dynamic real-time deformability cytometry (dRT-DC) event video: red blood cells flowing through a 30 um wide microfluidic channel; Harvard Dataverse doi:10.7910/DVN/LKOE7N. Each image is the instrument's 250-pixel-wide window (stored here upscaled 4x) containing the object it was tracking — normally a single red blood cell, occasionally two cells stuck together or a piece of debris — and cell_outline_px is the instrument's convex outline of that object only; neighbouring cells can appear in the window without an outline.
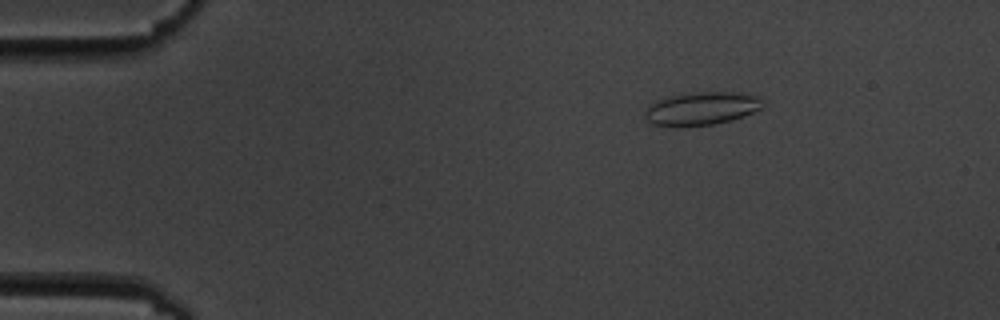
{"species": "common noctule bat (a hibernating species)", "species_latin": "Nyctalus noctula", "temperature_condition": "cold", "stored_images_in_passage": 11, "camera_frame_rate_fps": 3000, "um_per_image_px": 0.085, "animal": {"sex": "male", "body_mass_g": 19.5, "forearm_length_mm": 54.6}, "frame": {"image": 1, "passage_image": 2, "time_ms": 2.0, "image_size_px": [1000, 320], "cell_outline_px": [[764, 104], [760, 108], [744, 116], [732, 120], [712, 124], [676, 128], [656, 124], [648, 120], [644, 112], [648, 104], [656, 100], [668, 96], [696, 92], [740, 92], [756, 96]], "centroid_in_image_um": [59.59, 9.23], "position_along_channel_um": 25.4, "area_um2": 22.83}}
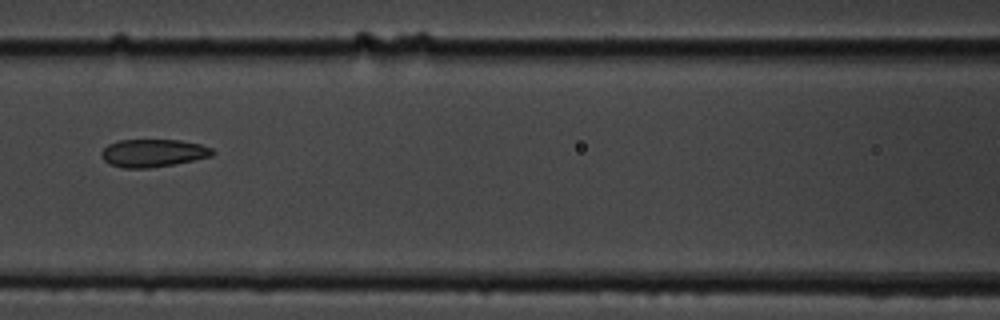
{"frame": {"image": 2, "passage_image": 7, "time_ms": 7.667, "image_size_px": [1000, 320], "cell_outline_px": [[216, 152], [212, 156], [172, 164], [148, 168], [124, 168], [108, 164], [100, 156], [100, 152], [108, 144], [120, 140], [180, 140], [200, 144], [212, 148]], "centroid_in_image_um": [12.99, 13.0], "position_along_channel_um": 153.6, "area_um2": 17.98}}
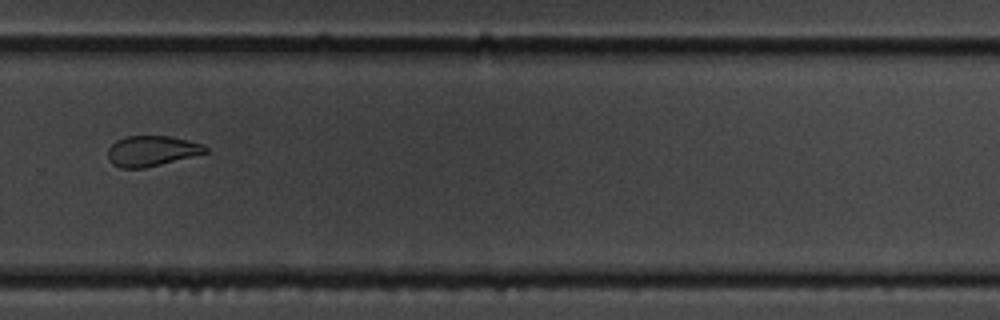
{"frame": {"image": 3, "passage_image": 11, "time_ms": 12.333, "image_size_px": [1000, 320], "cell_outline_px": [[208, 152], [144, 168], [120, 168], [112, 164], [108, 160], [108, 148], [116, 140], [128, 136], [172, 136], [204, 144], [208, 148]], "centroid_in_image_um": [12.88, 12.82], "position_along_channel_um": 316.9, "area_um2": 17.28}}